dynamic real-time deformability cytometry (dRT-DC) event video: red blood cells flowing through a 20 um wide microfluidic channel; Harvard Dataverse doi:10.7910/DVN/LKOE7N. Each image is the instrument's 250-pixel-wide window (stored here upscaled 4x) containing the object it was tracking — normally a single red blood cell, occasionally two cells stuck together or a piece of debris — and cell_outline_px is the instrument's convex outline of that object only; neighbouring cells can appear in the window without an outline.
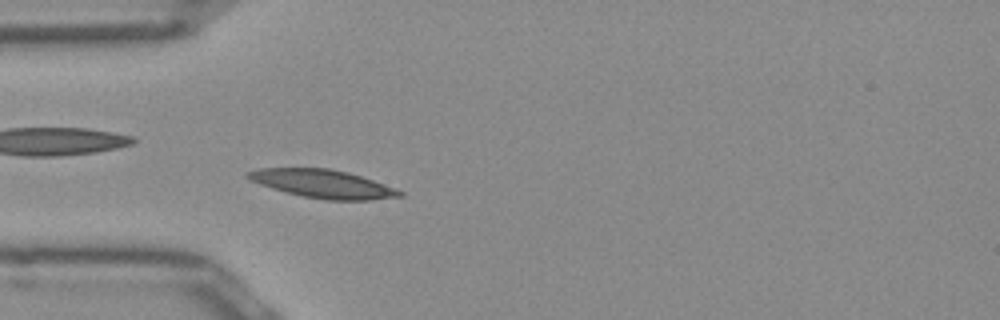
{"species": "Egyptian fruit bat (a non-hibernating species)", "species_latin": "Rousettus aegyptiacus", "temperature_condition": "room temperature", "stored_images_in_passage": 49, "camera_frame_rate_fps": 3000, "um_per_image_px": 0.085, "frame": {"image": 1, "passage_image": 12, "time_ms": 3.667, "image_size_px": [1000, 320], "cell_outline_px": [[404, 196], [372, 200], [324, 200], [304, 196], [272, 188], [260, 184], [244, 176], [244, 172], [260, 168], [328, 168], [348, 172], [372, 180], [404, 192]], "centroid_in_image_um": [27.43, 15.62], "position_along_channel_um": 57.6, "area_um2": 24.8}}
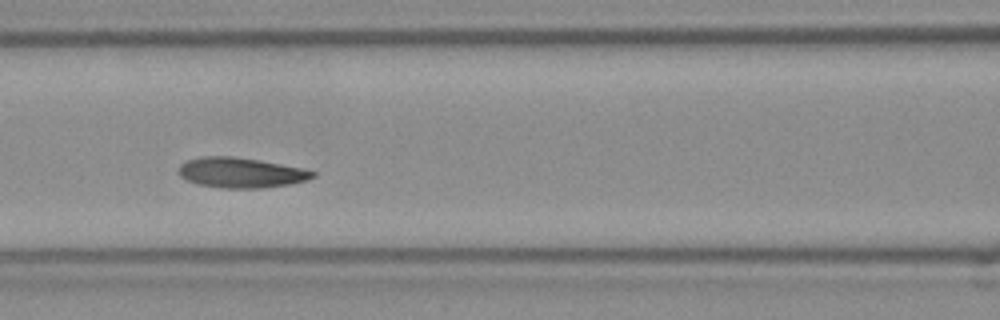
{"frame": {"image": 2, "passage_image": 19, "time_ms": 6.0, "image_size_px": [1000, 320], "cell_outline_px": [[316, 176], [308, 180], [292, 184], [264, 188], [220, 188], [200, 184], [188, 180], [180, 176], [180, 164], [188, 160], [200, 156], [232, 156], [256, 160], [300, 168], [316, 172]], "centroid_in_image_um": [20.49, 14.68], "position_along_channel_um": 146.1, "area_um2": 23.35}}
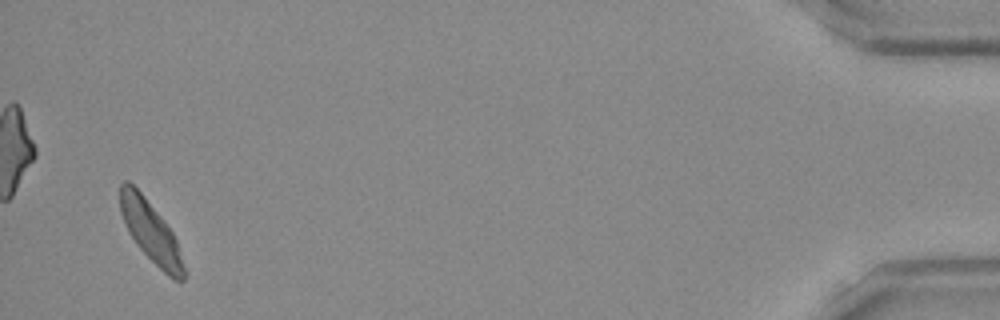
{"frame": {"image": 3, "passage_image": 47, "time_ms": 15.333, "image_size_px": [1000, 320], "cell_outline_px": [[188, 272], [184, 280], [180, 284], [168, 276], [136, 244], [128, 232], [120, 212], [120, 184], [124, 180], [128, 180], [144, 196], [160, 216], [172, 232], [176, 240]], "centroid_in_image_um": [12.85, 19.75], "position_along_channel_um": 422.4, "area_um2": 22.66}, "authors_computed_cell_mechanics": {"area_um2": 23.2934, "velocity_mm_per_s": 3.8944, "shape_relaxation_time_tau1_ms": 2.9475, "shape_relaxation_time_tau2_ms": null, "deformation_change_tau1": 0.0954, "deformation_change_tau2": null}}